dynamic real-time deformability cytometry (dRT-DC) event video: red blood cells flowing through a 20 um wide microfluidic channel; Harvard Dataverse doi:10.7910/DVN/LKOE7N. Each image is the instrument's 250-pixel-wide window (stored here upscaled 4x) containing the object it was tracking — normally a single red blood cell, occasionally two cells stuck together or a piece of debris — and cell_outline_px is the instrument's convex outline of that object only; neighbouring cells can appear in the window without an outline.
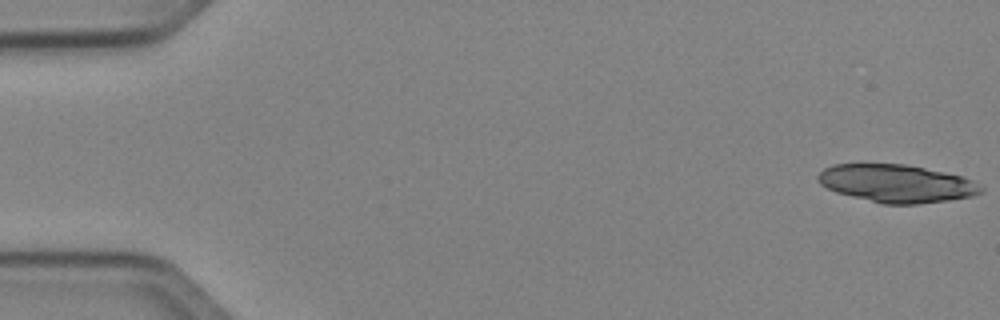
{"species": "Egyptian fruit bat (a non-hibernating species)", "species_latin": "Rousettus aegyptiacus", "temperature_condition": "cold", "stored_images_in_passage": 26, "camera_frame_rate_fps": 3000, "um_per_image_px": 0.085, "animal": {"sex": "female"}, "frame": {"image": 1, "passage_image": 1, "time_ms": 0.0, "image_size_px": [1000, 320], "cell_outline_px": [[984, 192], [972, 196], [916, 204], [884, 204], [836, 192], [820, 184], [816, 180], [816, 176], [824, 168], [832, 164], [904, 164], [964, 176], [980, 184], [984, 188]], "centroid_in_image_um": [76.21, 15.58], "position_along_channel_um": 8.8, "area_um2": 35.84}}
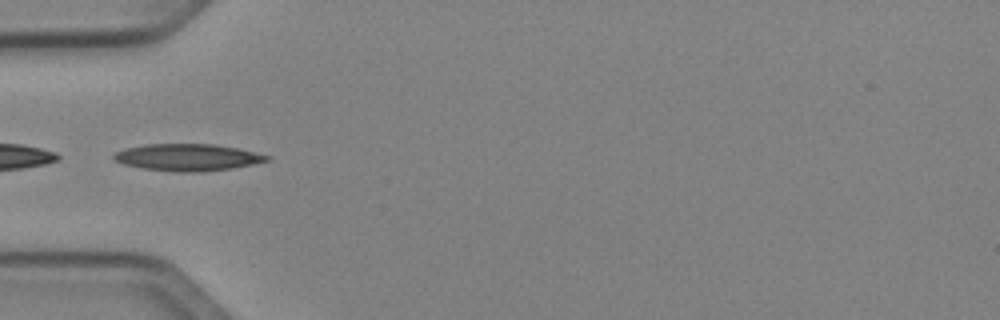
{"frame": {"image": 2, "passage_image": 17, "time_ms": 5.333, "image_size_px": [1000, 320], "cell_outline_px": [[272, 160], [232, 168], [204, 172], [176, 172], [144, 168], [124, 164], [116, 160], [112, 156], [116, 152], [128, 148], [144, 144], [216, 144], [236, 148], [272, 156]], "centroid_in_image_um": [16.0, 13.37], "position_along_channel_um": 69.0, "area_um2": 23.93}}
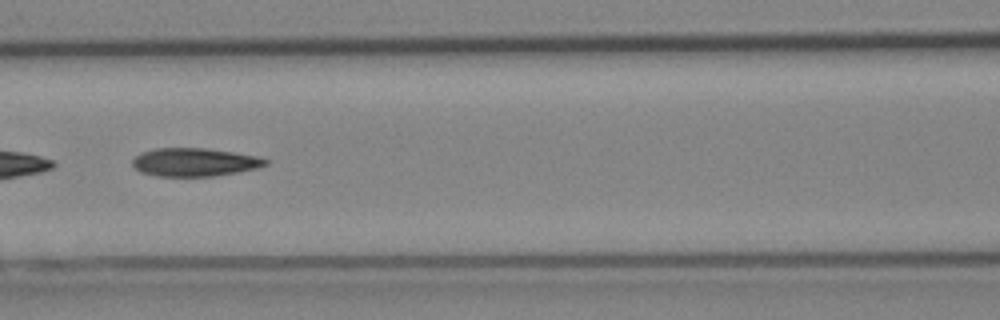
{"frame": {"image": 3, "passage_image": 23, "time_ms": 7.333, "image_size_px": [1000, 320], "cell_outline_px": [[268, 164], [256, 168], [236, 172], [212, 176], [160, 176], [140, 172], [132, 164], [132, 160], [140, 152], [152, 148], [204, 148], [232, 152], [256, 156], [268, 160]], "centroid_in_image_um": [16.49, 13.77], "position_along_channel_um": 150.1, "area_um2": 21.73}}